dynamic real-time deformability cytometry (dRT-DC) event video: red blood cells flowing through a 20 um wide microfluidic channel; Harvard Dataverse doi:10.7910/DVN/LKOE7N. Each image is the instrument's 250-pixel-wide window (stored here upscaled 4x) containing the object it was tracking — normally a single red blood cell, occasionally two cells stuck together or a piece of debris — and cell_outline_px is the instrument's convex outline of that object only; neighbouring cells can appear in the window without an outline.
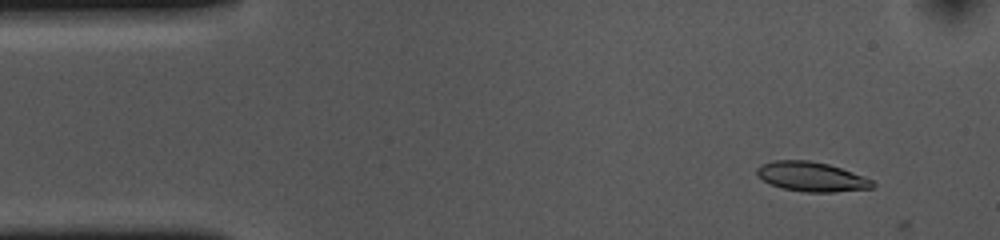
{"species": "common noctule bat (a hibernating species)", "species_latin": "Nyctalus noctula", "temperature_condition": "cold", "stored_images_in_passage": 7, "camera_frame_rate_fps": 3000, "um_per_image_px": 0.085, "animal": {"sex": "female", "body_mass_g": 10.0, "forearm_length_mm": 53.1}, "frame": {"image": 1, "passage_image": 4, "time_ms": 1.0, "image_size_px": [1000, 240], "cell_outline_px": [[876, 184], [872, 188], [832, 192], [804, 192], [784, 188], [772, 184], [756, 176], [756, 168], [760, 164], [776, 160], [808, 160], [828, 164], [864, 176], [872, 180]], "centroid_in_image_um": [68.96, 15.01], "position_along_channel_um": 16.0, "area_um2": 19.83}}